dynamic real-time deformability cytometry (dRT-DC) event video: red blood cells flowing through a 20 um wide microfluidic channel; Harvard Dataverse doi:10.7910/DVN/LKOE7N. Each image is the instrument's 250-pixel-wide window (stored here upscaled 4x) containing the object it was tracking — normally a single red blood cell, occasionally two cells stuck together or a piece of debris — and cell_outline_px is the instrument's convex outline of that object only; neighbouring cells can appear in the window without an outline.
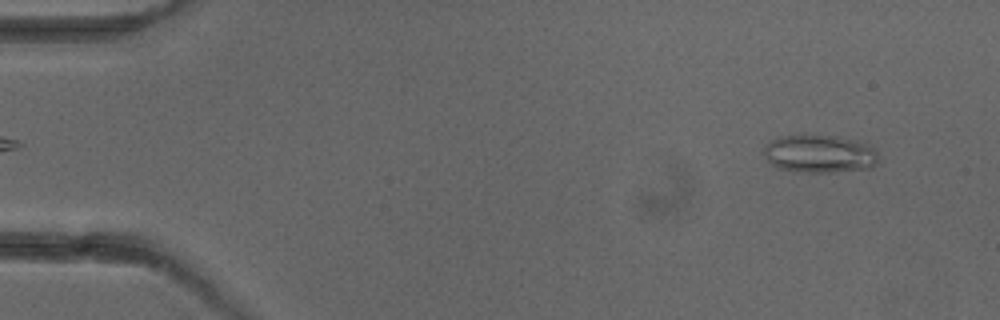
{"species": "common noctule bat (a hibernating species)", "species_latin": "Nyctalus noctula", "temperature_condition": "cold", "stored_images_in_passage": 5, "camera_frame_rate_fps": 3000, "um_per_image_px": 0.085, "animal": {"sex": "female"}, "frame": {"image": 1, "passage_image": 1, "time_ms": 0.0, "image_size_px": [1000, 320], "cell_outline_px": [[876, 164], [868, 168], [828, 172], [812, 172], [780, 168], [772, 164], [764, 156], [764, 148], [776, 136], [800, 132], [836, 136], [856, 140], [872, 148], [876, 152]], "centroid_in_image_um": [69.59, 13.01], "position_along_channel_um": 15.4, "area_um2": 25.43}}